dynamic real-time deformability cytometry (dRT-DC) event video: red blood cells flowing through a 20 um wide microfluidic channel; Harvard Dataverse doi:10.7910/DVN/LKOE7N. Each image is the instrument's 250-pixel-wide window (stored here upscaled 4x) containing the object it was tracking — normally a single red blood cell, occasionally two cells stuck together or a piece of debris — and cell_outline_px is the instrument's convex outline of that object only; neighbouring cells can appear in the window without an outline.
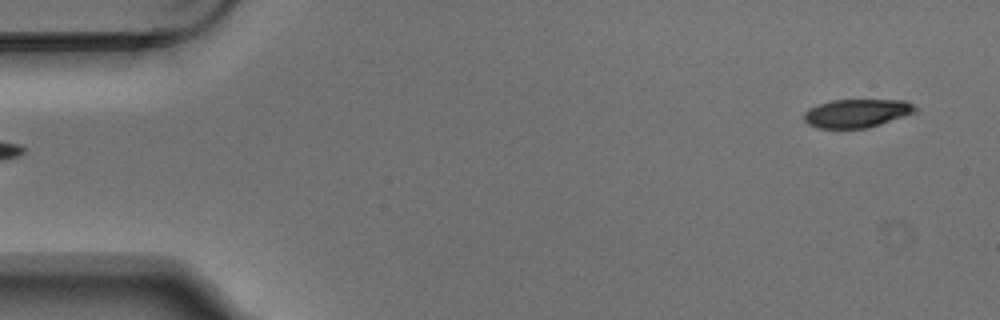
{"species": "Egyptian fruit bat (a non-hibernating species)", "species_latin": "Rousettus aegyptiacus", "temperature_condition": "warm", "stored_images_in_passage": 5, "camera_frame_rate_fps": 3000, "um_per_image_px": 0.085, "animal": {"sex": "male"}, "frame": {"image": 1, "passage_image": 5, "time_ms": 1.333, "image_size_px": [1000, 320], "cell_outline_px": [[916, 112], [868, 128], [816, 128], [808, 124], [804, 120], [804, 112], [808, 108], [832, 100], [904, 100], [912, 104], [916, 108]], "centroid_in_image_um": [72.8, 9.63], "position_along_channel_um": 12.2, "area_um2": 18.32}}